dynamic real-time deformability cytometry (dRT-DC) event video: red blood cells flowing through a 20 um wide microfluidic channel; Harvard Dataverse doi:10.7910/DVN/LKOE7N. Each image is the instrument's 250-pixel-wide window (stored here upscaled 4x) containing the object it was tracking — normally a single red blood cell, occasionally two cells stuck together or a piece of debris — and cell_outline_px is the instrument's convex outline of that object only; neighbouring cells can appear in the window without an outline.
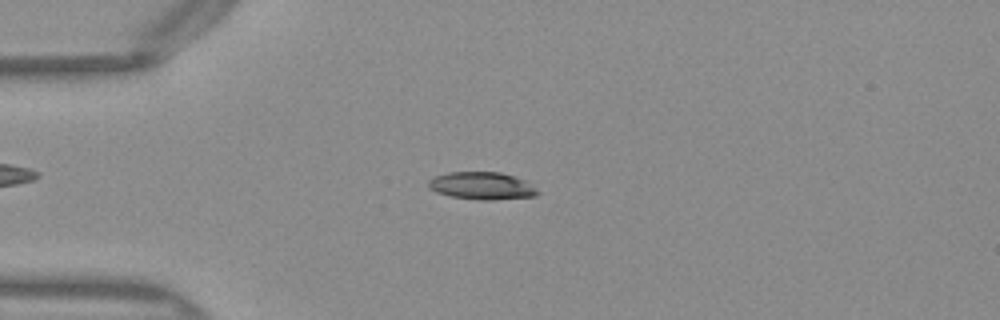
{"species": "Egyptian fruit bat (a non-hibernating species)", "species_latin": "Rousettus aegyptiacus", "temperature_condition": "warm", "stored_images_in_passage": 51, "camera_frame_rate_fps": 3000, "um_per_image_px": 0.085, "frame": {"image": 1, "passage_image": 14, "time_ms": 4.333, "image_size_px": [1000, 320], "cell_outline_px": [[540, 192], [536, 196], [492, 200], [484, 200], [448, 196], [436, 192], [428, 188], [428, 180], [436, 176], [448, 172], [500, 172], [524, 180]], "centroid_in_image_um": [40.92, 15.8], "position_along_channel_um": 44.1, "area_um2": 17.4}}
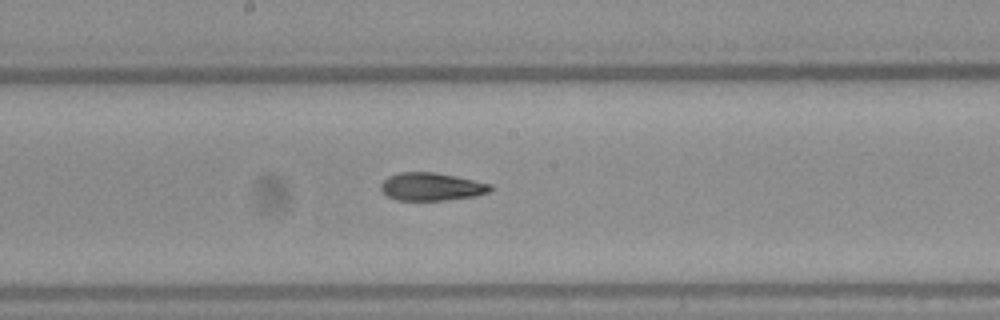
{"frame": {"image": 2, "passage_image": 28, "time_ms": 9.0, "image_size_px": [1000, 320], "cell_outline_px": [[492, 188], [488, 192], [476, 196], [444, 200], [396, 200], [388, 196], [380, 188], [380, 184], [388, 176], [400, 172], [436, 172], [456, 176], [492, 184]], "centroid_in_image_um": [36.67, 15.86], "position_along_channel_um": 211.5, "area_um2": 17.8}}
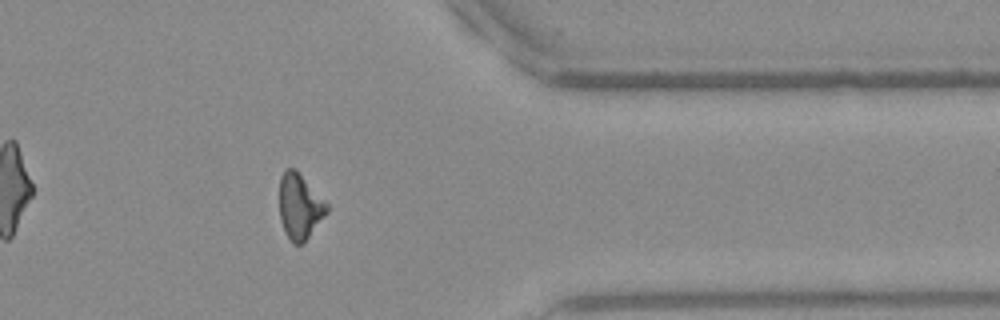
{"frame": {"image": 3, "passage_image": 42, "time_ms": 13.667, "image_size_px": [1000, 320], "cell_outline_px": [[328, 212], [304, 244], [292, 244], [284, 232], [280, 220], [280, 176], [288, 168], [296, 168], [328, 204]], "centroid_in_image_um": [25.48, 17.57], "position_along_channel_um": 385.9, "area_um2": 18.32}, "authors_computed_cell_mechanics": {"area_um2": 18.0336, "velocity_mm_per_s": 4.0497, "shape_relaxation_time_tau1_ms": 9.7765, "shape_relaxation_time_tau2_ms": 5.8366, "deformation_change_tau1": 0.2425, "deformation_change_tau2": 0.1361}}